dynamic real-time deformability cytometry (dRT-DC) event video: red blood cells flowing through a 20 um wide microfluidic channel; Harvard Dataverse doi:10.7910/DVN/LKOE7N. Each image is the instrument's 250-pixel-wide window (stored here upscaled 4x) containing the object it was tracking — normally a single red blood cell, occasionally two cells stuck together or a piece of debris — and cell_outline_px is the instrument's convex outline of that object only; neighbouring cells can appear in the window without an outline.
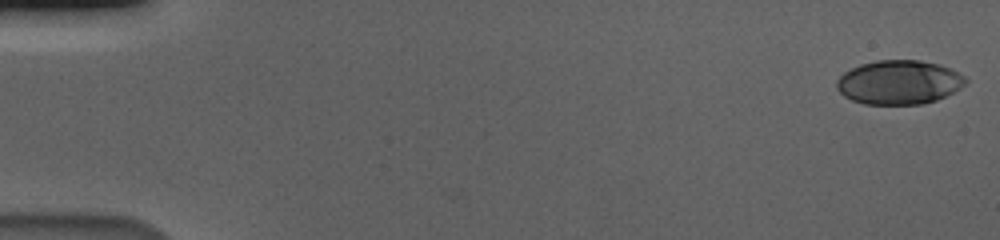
{"species": "human", "species_latin": "Homo sapiens", "temperature_condition": "cold", "stored_images_in_passage": 58, "camera_frame_rate_fps": 3000, "um_per_image_px": 0.085, "donor": {"sex": "male"}, "frame": {"image": 1, "passage_image": 1, "time_ms": 0.0, "image_size_px": [1000, 240], "cell_outline_px": [[968, 80], [960, 88], [936, 100], [924, 104], [864, 104], [852, 100], [844, 96], [836, 88], [836, 80], [844, 72], [860, 64], [876, 60], [920, 60], [940, 64], [964, 76]], "centroid_in_image_um": [76.39, 6.99], "position_along_channel_um": 8.6, "area_um2": 33.06}}
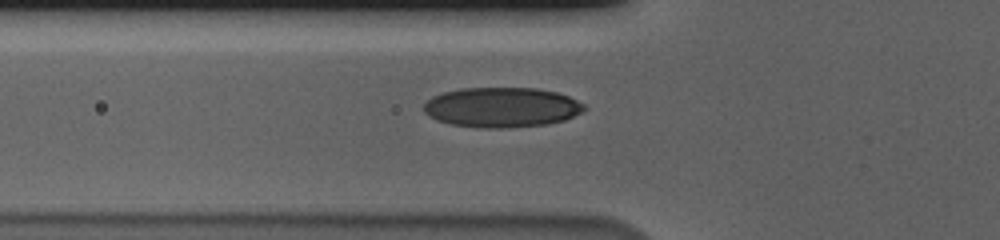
{"frame": {"image": 2, "passage_image": 21, "time_ms": 6.667, "image_size_px": [1000, 240], "cell_outline_px": [[588, 108], [564, 120], [548, 124], [508, 128], [480, 128], [452, 124], [436, 120], [424, 112], [424, 104], [432, 96], [444, 92], [460, 88], [536, 88], [556, 92], [568, 96], [584, 104]], "centroid_in_image_um": [42.64, 9.12], "position_along_channel_um": 83.2, "area_um2": 37.4}}
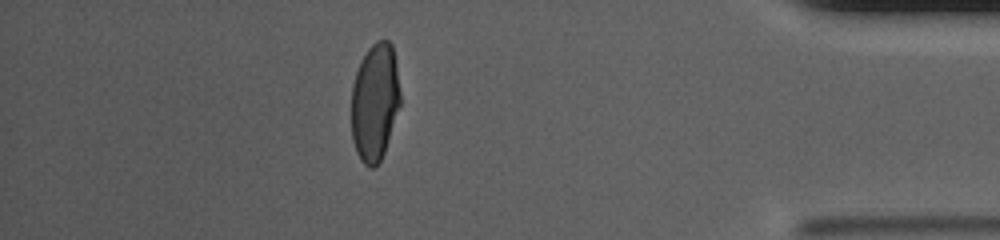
{"frame": {"image": 3, "passage_image": 51, "time_ms": 16.667, "image_size_px": [1000, 240], "cell_outline_px": [[400, 104], [384, 152], [380, 160], [372, 168], [368, 168], [360, 160], [356, 152], [352, 140], [352, 84], [356, 72], [368, 48], [376, 40], [388, 40], [392, 44], [396, 64], [400, 92]], "centroid_in_image_um": [31.85, 8.68], "position_along_channel_um": 403.3, "area_um2": 33.35}, "authors_computed_cell_mechanics": {"area_um2": 34.9979, "velocity_mm_per_s": 3.5918, "shape_relaxation_time_tau1_ms": 4.336, "shape_relaxation_time_tau2_ms": 0.8726, "deformation_change_tau1": 0.1584, "deformation_change_tau2": 0.0533}}